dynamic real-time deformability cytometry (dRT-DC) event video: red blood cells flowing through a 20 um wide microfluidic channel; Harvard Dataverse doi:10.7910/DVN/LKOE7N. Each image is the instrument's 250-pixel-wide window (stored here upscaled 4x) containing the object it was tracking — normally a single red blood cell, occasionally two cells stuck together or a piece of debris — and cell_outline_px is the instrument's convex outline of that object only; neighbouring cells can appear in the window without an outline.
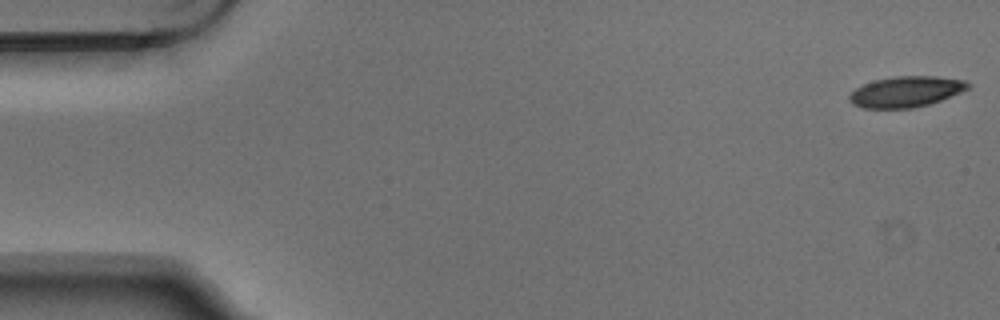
{"species": "Egyptian fruit bat (a non-hibernating species)", "species_latin": "Rousettus aegyptiacus", "temperature_condition": "warm", "stored_images_in_passage": 5, "camera_frame_rate_fps": 3000, "um_per_image_px": 0.085, "animal": {"sex": "male"}, "frame": {"image": 1, "passage_image": 1, "time_ms": 0.0, "image_size_px": [1000, 320], "cell_outline_px": [[972, 84], [968, 88], [960, 92], [940, 100], [928, 104], [912, 108], [864, 108], [852, 104], [848, 96], [856, 88], [864, 84], [876, 80], [892, 76], [936, 76], [968, 80]], "centroid_in_image_um": [77.03, 7.78], "position_along_channel_um": 8.0, "area_um2": 21.21}}
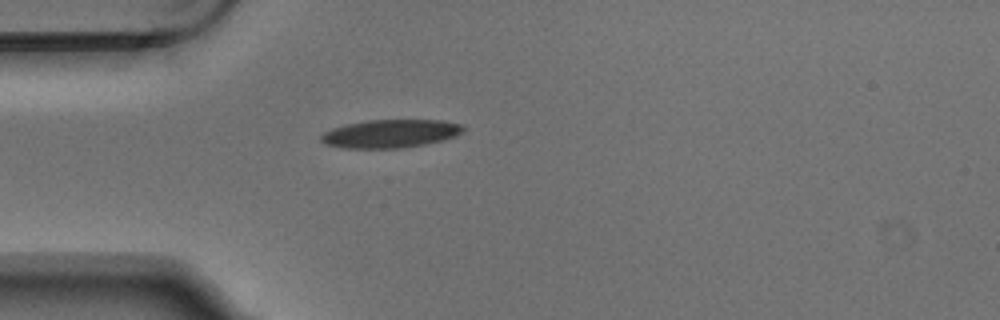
{"frame": {"image": 2, "passage_image": 5, "time_ms": 1.333, "image_size_px": [1000, 320], "cell_outline_px": [[464, 132], [456, 136], [444, 140], [424, 144], [400, 148], [340, 148], [324, 144], [320, 140], [320, 136], [324, 132], [332, 128], [348, 124], [368, 120], [440, 120], [460, 124], [464, 128]], "centroid_in_image_um": [33.17, 11.36], "position_along_channel_um": 51.8, "area_um2": 23.41}}